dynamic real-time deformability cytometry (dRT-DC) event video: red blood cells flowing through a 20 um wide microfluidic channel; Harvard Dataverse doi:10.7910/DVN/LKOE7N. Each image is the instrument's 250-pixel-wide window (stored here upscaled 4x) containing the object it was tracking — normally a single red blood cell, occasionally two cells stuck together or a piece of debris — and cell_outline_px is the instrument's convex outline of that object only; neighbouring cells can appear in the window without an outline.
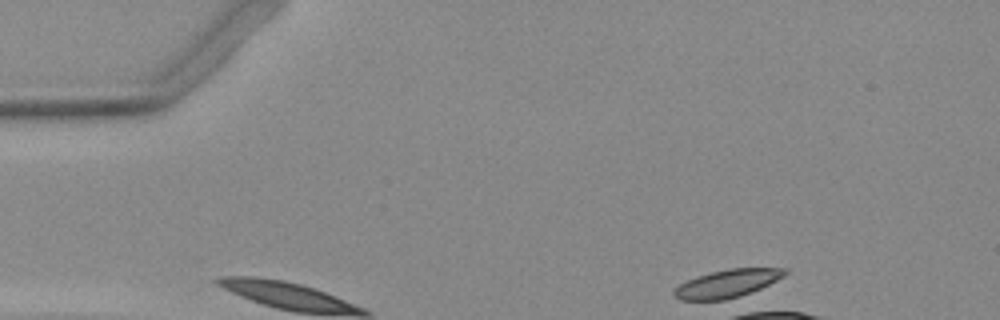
{"species": "Egyptian fruit bat (a non-hibernating species)", "species_latin": "Rousettus aegyptiacus", "temperature_condition": "warm", "stored_images_in_passage": 9, "camera_frame_rate_fps": 3000, "um_per_image_px": 0.085, "animal": {"sex": "female"}, "frame": {"image": 1, "passage_image": 1, "time_ms": 0.0, "image_size_px": [1000, 320], "cell_outline_px": [[788, 272], [784, 276], [760, 288], [732, 300], [680, 300], [672, 296], [672, 292], [680, 284], [696, 276], [728, 268], [788, 268]], "centroid_in_image_um": [61.81, 24.11], "position_along_channel_um": 23.2, "area_um2": 18.15}}
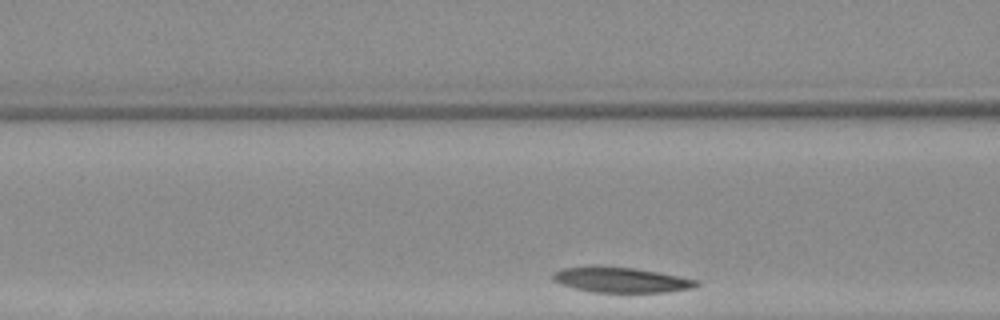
{"frame": {"image": 2, "passage_image": 6, "time_ms": 1.667, "image_size_px": [1000, 320], "cell_outline_px": [[700, 284], [692, 288], [668, 292], [592, 292], [560, 284], [552, 280], [552, 272], [564, 268], [632, 268], [656, 272], [700, 280]], "centroid_in_image_um": [52.84, 23.82], "position_along_channel_um": 113.8, "area_um2": 20.4}}
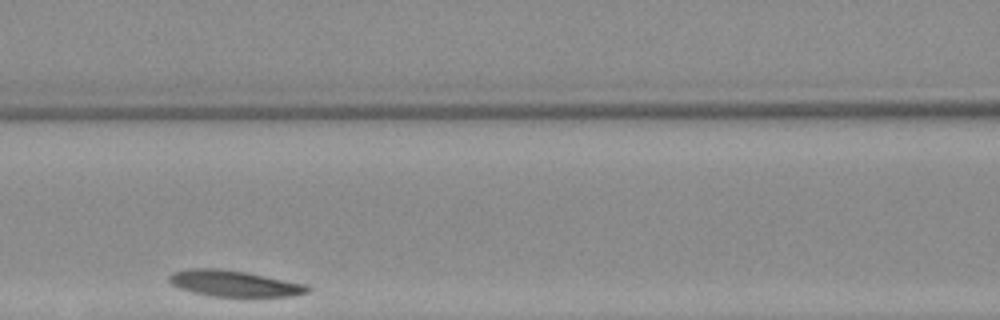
{"frame": {"image": 3, "passage_image": 9, "time_ms": 2.667, "image_size_px": [1000, 320], "cell_outline_px": [[312, 288], [308, 292], [292, 296], [208, 296], [192, 292], [180, 288], [172, 284], [168, 280], [168, 276], [172, 272], [188, 268], [220, 268], [248, 272], [308, 284]], "centroid_in_image_um": [19.91, 24.08], "position_along_channel_um": 146.7, "area_um2": 21.33}}